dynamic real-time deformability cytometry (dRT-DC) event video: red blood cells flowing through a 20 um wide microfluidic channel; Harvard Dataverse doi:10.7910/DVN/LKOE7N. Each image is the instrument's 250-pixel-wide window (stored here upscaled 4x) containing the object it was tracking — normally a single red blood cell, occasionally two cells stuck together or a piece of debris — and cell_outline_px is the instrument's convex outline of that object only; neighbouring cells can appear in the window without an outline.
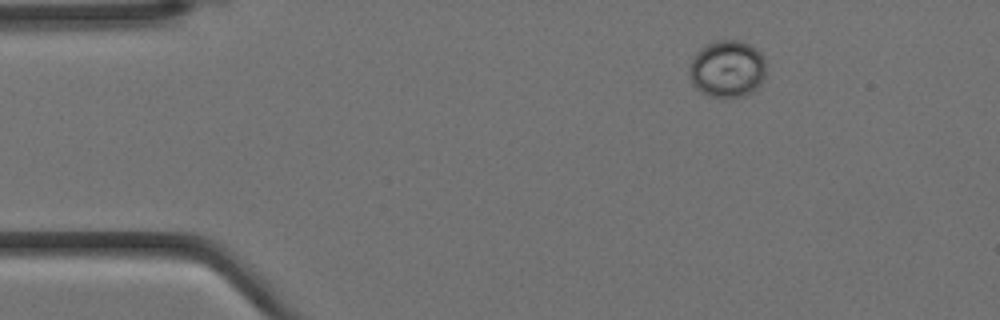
{"species": "Egyptian fruit bat (a non-hibernating species)", "species_latin": "Rousettus aegyptiacus", "temperature_condition": "cold", "stored_images_in_passage": 3, "camera_frame_rate_fps": 3000, "um_per_image_px": 0.085, "animal": {"sex": "female"}, "frame": {"image": 1, "passage_image": 3, "time_ms": 0.667, "image_size_px": [1000, 320], "cell_outline_px": [[764, 76], [760, 84], [752, 92], [744, 96], [724, 100], [708, 96], [700, 92], [692, 84], [688, 76], [688, 68], [692, 56], [700, 48], [716, 40], [740, 40], [756, 48], [764, 56]], "centroid_in_image_um": [61.77, 5.89], "position_along_channel_um": 23.2, "area_um2": 26.24}}